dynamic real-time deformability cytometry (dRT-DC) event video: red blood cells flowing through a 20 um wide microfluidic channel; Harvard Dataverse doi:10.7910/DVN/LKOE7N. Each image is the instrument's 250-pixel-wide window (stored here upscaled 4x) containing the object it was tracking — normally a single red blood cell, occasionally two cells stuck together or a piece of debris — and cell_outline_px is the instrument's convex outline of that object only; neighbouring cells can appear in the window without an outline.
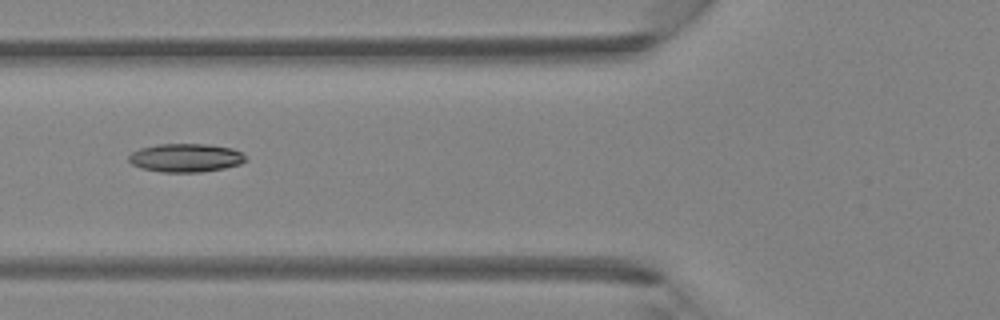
{"species": "Egyptian fruit bat (a non-hibernating species)", "species_latin": "Rousettus aegyptiacus", "temperature_condition": "room temperature", "stored_images_in_passage": 2, "camera_frame_rate_fps": 3000, "um_per_image_px": 0.085, "animal": {"sex": "female"}, "frame": {"image": 1, "passage_image": 2, "time_ms": 0.333, "image_size_px": [1000, 320], "cell_outline_px": [[248, 160], [240, 164], [224, 168], [200, 172], [160, 172], [140, 168], [132, 164], [128, 160], [128, 156], [132, 152], [140, 148], [156, 144], [208, 144], [232, 148], [244, 152]], "centroid_in_image_um": [15.8, 13.41], "position_along_channel_um": 110.0, "area_um2": 19.65}}